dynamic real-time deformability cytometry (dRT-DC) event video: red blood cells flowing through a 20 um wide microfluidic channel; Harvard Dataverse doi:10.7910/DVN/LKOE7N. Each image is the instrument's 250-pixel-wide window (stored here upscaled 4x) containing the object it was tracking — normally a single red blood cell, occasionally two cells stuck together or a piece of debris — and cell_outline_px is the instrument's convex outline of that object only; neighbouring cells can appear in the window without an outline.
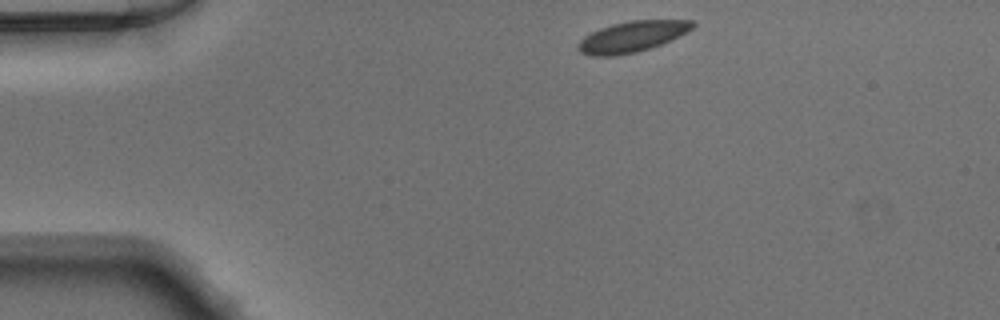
{"species": "Egyptian fruit bat (a non-hibernating species)", "species_latin": "Rousettus aegyptiacus", "temperature_condition": "warm", "stored_images_in_passage": 42, "camera_frame_rate_fps": 3000, "um_per_image_px": 0.085, "animal": {"sex": "male"}, "frame": {"image": 1, "passage_image": 1, "time_ms": 0.0, "image_size_px": [1000, 320], "cell_outline_px": [[696, 24], [692, 28], [660, 44], [636, 52], [616, 56], [592, 56], [580, 52], [576, 48], [576, 44], [584, 36], [600, 28], [612, 24], [632, 20], [692, 20]], "centroid_in_image_um": [53.65, 3.12], "position_along_channel_um": 31.4, "area_um2": 20.29}}
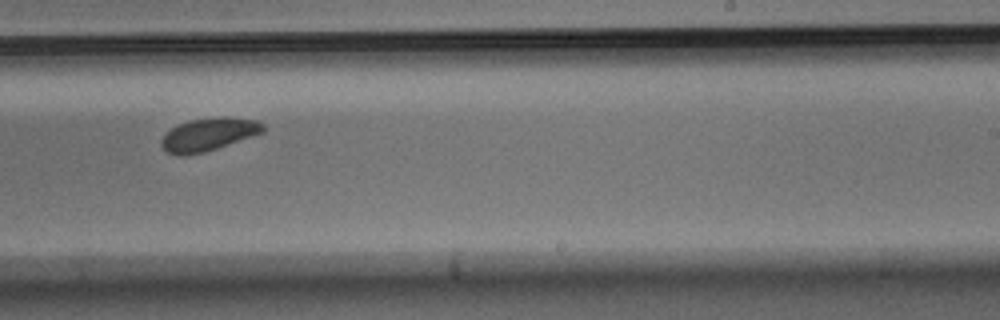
{"frame": {"image": 2, "passage_image": 23, "time_ms": 7.333, "image_size_px": [1000, 320], "cell_outline_px": [[268, 128], [264, 132], [204, 152], [184, 156], [176, 156], [168, 152], [160, 144], [160, 140], [172, 128], [188, 120], [220, 116], [224, 116], [256, 120], [264, 124]], "centroid_in_image_um": [17.75, 11.42], "position_along_channel_um": 271.2, "area_um2": 19.48}}
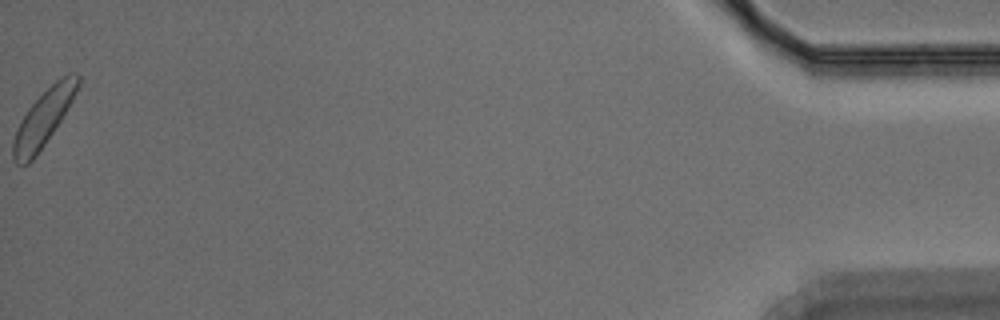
{"frame": {"image": 3, "passage_image": 42, "time_ms": 13.667, "image_size_px": [1000, 320], "cell_outline_px": [[80, 84], [72, 100], [60, 120], [36, 156], [28, 164], [20, 168], [16, 164], [12, 156], [12, 140], [16, 128], [20, 120], [28, 108], [56, 80], [68, 72], [76, 72], [80, 76]], "centroid_in_image_um": [3.66, 10.07], "position_along_channel_um": 431.5, "area_um2": 21.1}}